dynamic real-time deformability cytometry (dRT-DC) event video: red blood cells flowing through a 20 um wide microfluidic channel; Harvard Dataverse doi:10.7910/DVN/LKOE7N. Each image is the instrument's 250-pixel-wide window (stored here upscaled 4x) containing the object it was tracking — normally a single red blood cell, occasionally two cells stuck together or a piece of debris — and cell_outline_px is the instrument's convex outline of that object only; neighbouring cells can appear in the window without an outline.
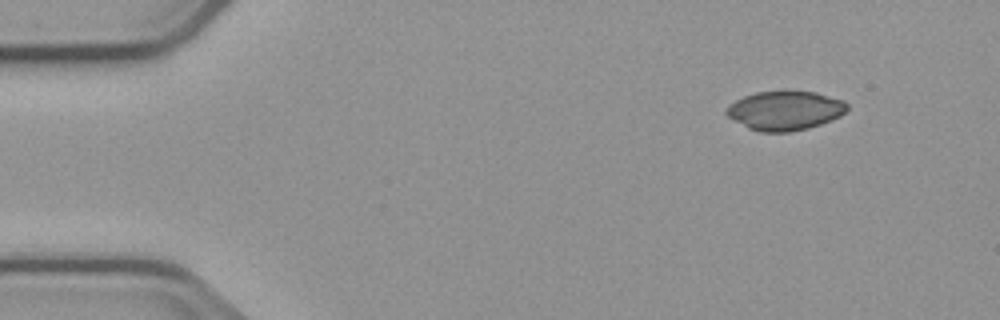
{"species": "common noctule bat (a hibernating species)", "species_latin": "Nyctalus noctula", "temperature_condition": "cold", "stored_images_in_passage": 4, "camera_frame_rate_fps": 3000, "um_per_image_px": 0.085, "animal": {"sex": "male", "body_mass_g": 23.1, "forearm_length_mm": 52.7}, "frame": {"image": 1, "passage_image": 4, "time_ms": 3.667, "image_size_px": [1000, 320], "cell_outline_px": [[848, 108], [840, 116], [832, 120], [808, 128], [788, 132], [760, 132], [748, 128], [728, 116], [724, 112], [728, 104], [744, 96], [756, 92], [784, 88], [816, 92], [844, 100], [848, 104]], "centroid_in_image_um": [66.72, 9.35], "position_along_channel_um": 18.3, "area_um2": 28.26}}